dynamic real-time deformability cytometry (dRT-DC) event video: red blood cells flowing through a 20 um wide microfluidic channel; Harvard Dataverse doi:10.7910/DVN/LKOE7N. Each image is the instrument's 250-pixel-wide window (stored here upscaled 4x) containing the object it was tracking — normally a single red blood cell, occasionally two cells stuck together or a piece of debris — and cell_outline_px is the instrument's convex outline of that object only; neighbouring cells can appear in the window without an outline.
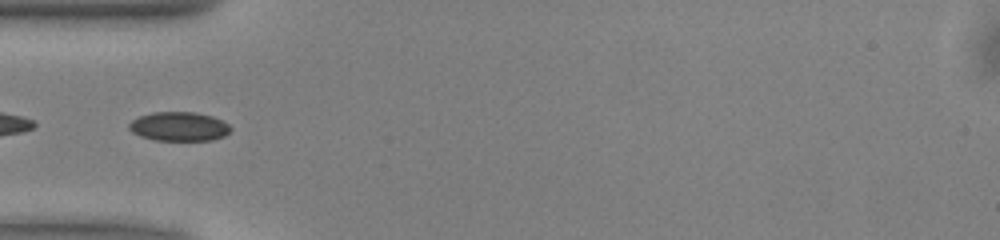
{"species": "common noctule bat (a hibernating species)", "species_latin": "Nyctalus noctula", "temperature_condition": "warm", "stored_images_in_passage": 17, "camera_frame_rate_fps": 3000, "um_per_image_px": 0.085, "animal": {"sex": "male", "body_mass_g": 13.0, "forearm_length_mm": 53.1}, "frame": {"image": 1, "passage_image": 1, "time_ms": 0.0, "image_size_px": [1000, 240], "cell_outline_px": [[232, 128], [224, 136], [212, 140], [156, 140], [140, 136], [132, 132], [128, 128], [128, 124], [132, 120], [140, 116], [152, 112], [196, 112], [212, 116], [228, 124]], "centroid_in_image_um": [15.2, 10.75], "position_along_channel_um": 69.8, "area_um2": 17.17}}